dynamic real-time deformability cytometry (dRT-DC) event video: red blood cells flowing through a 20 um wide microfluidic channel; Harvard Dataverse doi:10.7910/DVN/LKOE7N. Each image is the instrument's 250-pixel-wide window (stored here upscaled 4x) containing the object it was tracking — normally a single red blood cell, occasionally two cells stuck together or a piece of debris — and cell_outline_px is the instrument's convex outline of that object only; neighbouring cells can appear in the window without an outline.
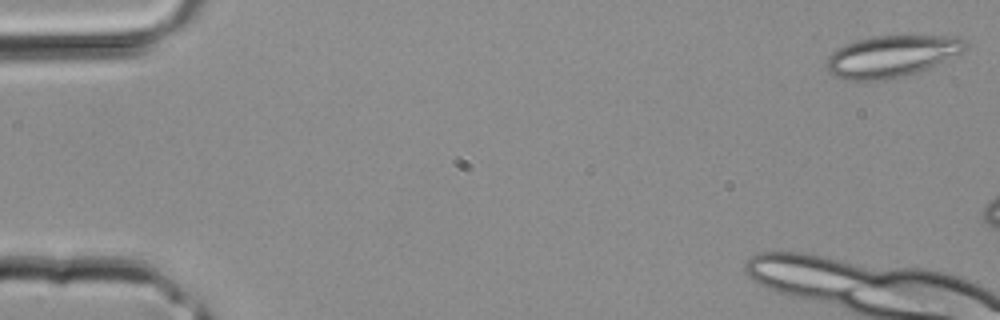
{"species": "common noctule bat (a hibernating species)", "species_latin": "Nyctalus noctula", "temperature_condition": "room temperature", "stored_images_in_passage": 4, "camera_frame_rate_fps": 3000, "um_per_image_px": 0.085, "animal": {"sex": "male", "body_mass_g": 20.4}, "frame": {"image": 1, "passage_image": 1, "time_ms": 0.0, "image_size_px": [1000, 320], "cell_outline_px": [[968, 44], [960, 52], [936, 64], [916, 72], [904, 76], [888, 80], [844, 80], [832, 76], [824, 68], [828, 56], [836, 48], [872, 36], [964, 36]], "centroid_in_image_um": [75.73, 4.79], "position_along_channel_um": 9.3, "area_um2": 33.64}}